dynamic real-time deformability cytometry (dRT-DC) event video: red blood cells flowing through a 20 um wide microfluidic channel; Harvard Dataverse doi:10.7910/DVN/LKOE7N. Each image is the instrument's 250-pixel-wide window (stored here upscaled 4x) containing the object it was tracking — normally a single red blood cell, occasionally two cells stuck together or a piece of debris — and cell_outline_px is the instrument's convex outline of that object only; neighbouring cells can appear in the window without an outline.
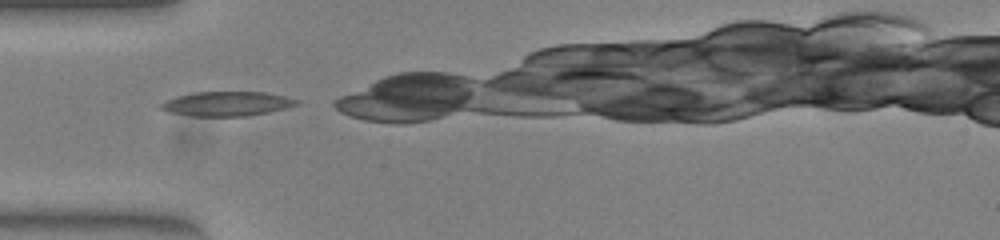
{"species": "common noctule bat (a hibernating species)", "species_latin": "Nyctalus noctula", "temperature_condition": "warm", "stored_images_in_passage": 25, "camera_frame_rate_fps": 3000, "um_per_image_px": 0.085, "animal": {"sex": "female", "body_mass_g": 23.0, "forearm_length_mm": 53.4}, "frame": {"image": 1, "passage_image": 1, "time_ms": 0.0, "image_size_px": [1000, 240], "cell_outline_px": [[300, 104], [268, 112], [248, 116], [192, 116], [168, 112], [156, 108], [156, 104], [164, 100], [176, 96], [196, 92], [264, 92], [284, 96], [300, 100]], "centroid_in_image_um": [19.2, 8.82], "position_along_channel_um": 65.8, "area_um2": 19.59}}
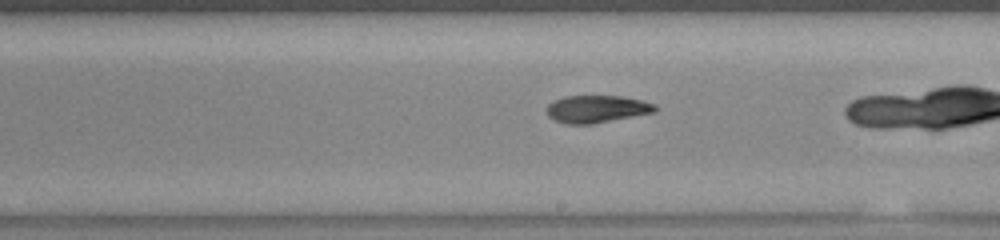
{"frame": {"image": 2, "passage_image": 14, "time_ms": 4.333, "image_size_px": [1000, 240], "cell_outline_px": [[656, 112], [592, 124], [568, 124], [552, 120], [548, 116], [548, 104], [564, 96], [620, 96], [640, 100], [656, 104]], "centroid_in_image_um": [50.72, 9.27], "position_along_channel_um": 238.3, "area_um2": 17.22}}
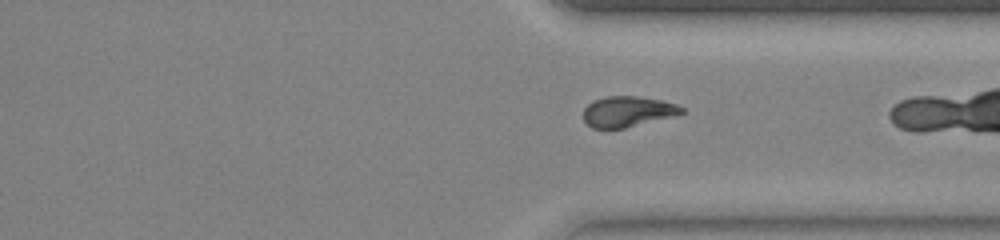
{"frame": {"image": 3, "passage_image": 23, "time_ms": 7.333, "image_size_px": [1000, 240], "cell_outline_px": [[684, 112], [672, 116], [624, 128], [592, 128], [584, 120], [584, 108], [592, 100], [604, 96], [636, 96], [660, 100], [676, 104], [684, 108]], "centroid_in_image_um": [53.31, 9.47], "position_along_channel_um": 358.1, "area_um2": 17.34}}